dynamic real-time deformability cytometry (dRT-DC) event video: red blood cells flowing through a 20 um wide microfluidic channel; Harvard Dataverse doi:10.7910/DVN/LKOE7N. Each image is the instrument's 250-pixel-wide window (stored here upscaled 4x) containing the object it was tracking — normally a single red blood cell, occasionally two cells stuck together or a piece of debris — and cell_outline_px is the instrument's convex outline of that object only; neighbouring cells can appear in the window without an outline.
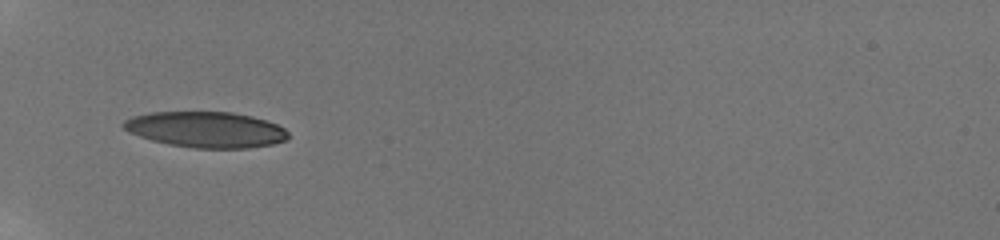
{"species": "human", "species_latin": "Homo sapiens", "temperature_condition": "room temperature", "stored_images_in_passage": 35, "camera_frame_rate_fps": 3000, "um_per_image_px": 0.085, "donor": {"sex": "male"}, "frame": {"image": 1, "passage_image": 1, "time_ms": 0.0, "image_size_px": [1000, 240], "cell_outline_px": [[288, 140], [272, 144], [248, 148], [196, 148], [168, 144], [152, 140], [128, 132], [120, 124], [124, 120], [132, 116], [148, 112], [232, 112], [252, 116], [276, 124], [284, 128], [288, 132]], "centroid_in_image_um": [17.49, 11.01], "position_along_channel_um": 67.5, "area_um2": 34.45}}
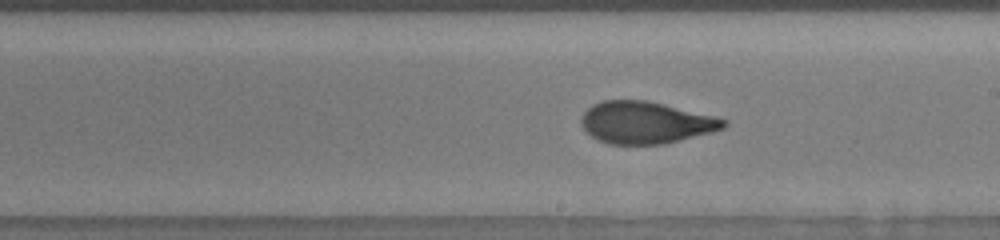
{"frame": {"image": 2, "passage_image": 15, "time_ms": 4.667, "image_size_px": [1000, 240], "cell_outline_px": [[728, 124], [724, 128], [712, 132], [664, 144], [608, 144], [592, 136], [580, 124], [580, 116], [592, 104], [604, 100], [644, 100], [664, 104], [716, 116], [728, 120]], "centroid_in_image_um": [54.9, 10.41], "position_along_channel_um": 234.1, "area_um2": 34.91}}
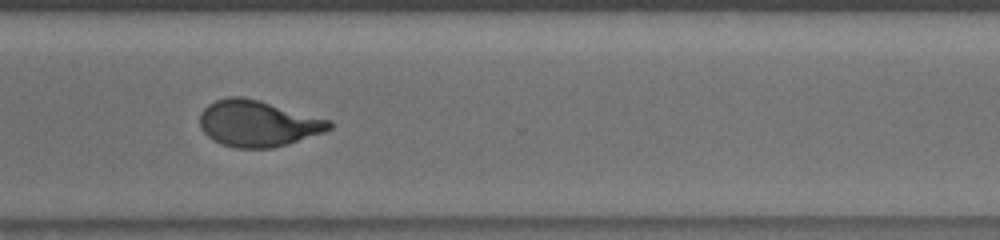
{"frame": {"image": 3, "passage_image": 24, "time_ms": 7.667, "image_size_px": [1000, 240], "cell_outline_px": [[332, 128], [324, 132], [288, 144], [272, 148], [236, 148], [212, 140], [200, 128], [200, 112], [208, 104], [216, 100], [228, 96], [244, 96], [260, 100], [332, 120]], "centroid_in_image_um": [21.92, 10.48], "position_along_channel_um": 348.7, "area_um2": 35.08}, "authors_computed_cell_mechanics": {"area_um2": 34.9112, "velocity_mm_per_s": 3.8194, "shape_relaxation_time_tau1_ms": 4.7864, "shape_relaxation_time_tau2_ms": 1.0659, "deformation_change_tau1": 0.2086, "deformation_change_tau2": 0.0686}}